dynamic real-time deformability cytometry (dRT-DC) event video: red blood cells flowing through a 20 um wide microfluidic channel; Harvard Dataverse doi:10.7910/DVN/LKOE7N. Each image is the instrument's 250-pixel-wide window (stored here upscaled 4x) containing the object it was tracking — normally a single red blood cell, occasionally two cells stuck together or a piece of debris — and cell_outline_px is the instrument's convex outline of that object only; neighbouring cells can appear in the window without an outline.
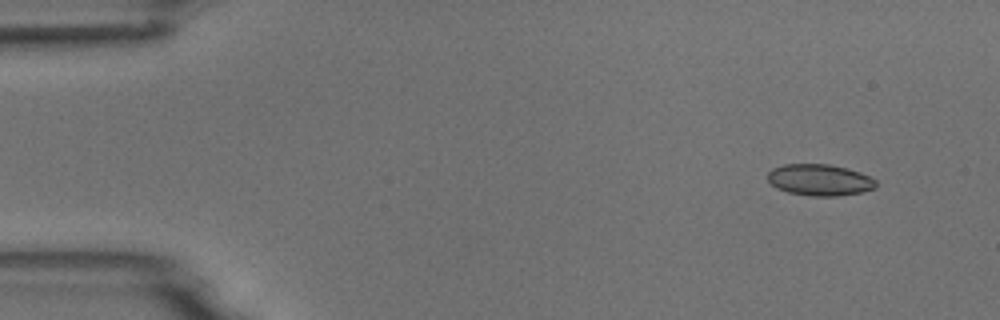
{"species": "common noctule bat (a hibernating species)", "species_latin": "Nyctalus noctula", "temperature_condition": "room temperature", "stored_images_in_passage": 4, "camera_frame_rate_fps": 3000, "um_per_image_px": 0.085, "animal": {"sex": "male", "body_mass_g": 18.8}, "frame": {"image": 1, "passage_image": 1, "time_ms": 0.0, "image_size_px": [1000, 320], "cell_outline_px": [[876, 188], [860, 192], [836, 196], [812, 196], [788, 192], [776, 188], [768, 180], [768, 172], [772, 168], [784, 164], [828, 164], [848, 168], [860, 172], [876, 180]], "centroid_in_image_um": [69.66, 15.29], "position_along_channel_um": 15.3, "area_um2": 19.83}}
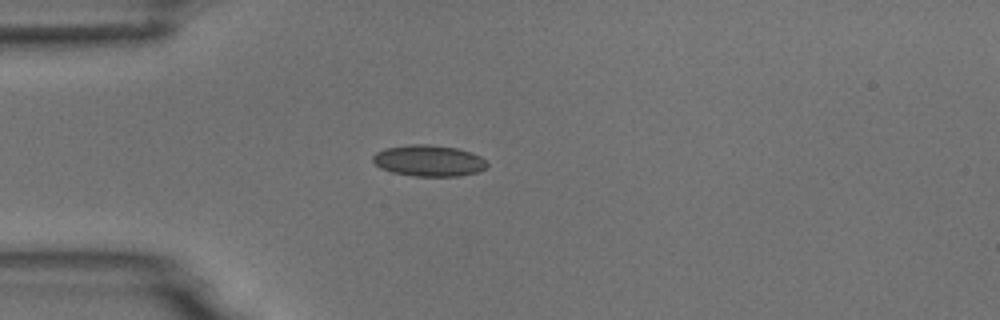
{"frame": {"image": 2, "passage_image": 3, "time_ms": 3.333, "image_size_px": [1000, 320], "cell_outline_px": [[488, 164], [480, 172], [460, 176], [412, 176], [392, 172], [380, 168], [372, 160], [372, 156], [376, 152], [384, 148], [408, 144], [428, 144], [456, 148], [472, 152], [480, 156]], "centroid_in_image_um": [36.43, 13.66], "position_along_channel_um": 48.6, "area_um2": 20.98}}